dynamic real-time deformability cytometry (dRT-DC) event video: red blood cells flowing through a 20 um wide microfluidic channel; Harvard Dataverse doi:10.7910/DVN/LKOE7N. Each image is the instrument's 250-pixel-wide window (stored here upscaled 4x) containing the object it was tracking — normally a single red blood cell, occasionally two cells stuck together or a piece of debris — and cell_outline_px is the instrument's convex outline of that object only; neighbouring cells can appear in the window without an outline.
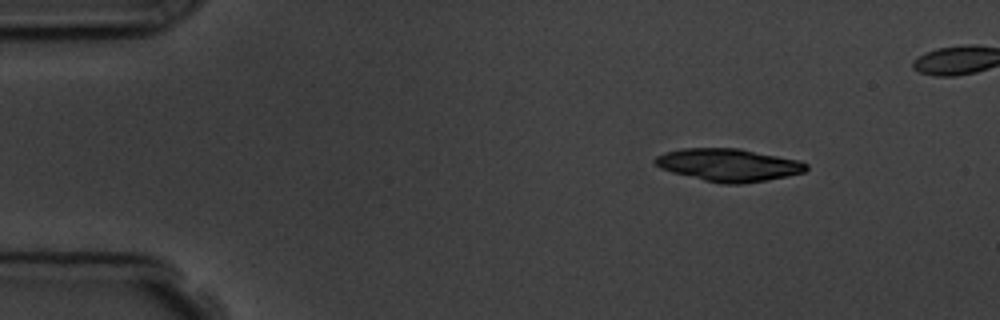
{"species": "common noctule bat (a hibernating species)", "species_latin": "Nyctalus noctula", "temperature_condition": "room temperature", "stored_images_in_passage": 4, "camera_frame_rate_fps": 3000, "um_per_image_px": 0.085, "animal": {"sex": "male", "body_mass_g": 19.5, "forearm_length_mm": 54.6}, "frame": {"image": 1, "passage_image": 1, "time_ms": 0.0, "image_size_px": [1000, 320], "cell_outline_px": [[808, 168], [804, 172], [788, 176], [768, 180], [744, 184], [720, 184], [672, 172], [660, 168], [652, 160], [656, 156], [680, 148], [740, 148], [800, 160], [808, 164]], "centroid_in_image_um": [61.96, 14.02], "position_along_channel_um": 23.0, "area_um2": 28.96}}